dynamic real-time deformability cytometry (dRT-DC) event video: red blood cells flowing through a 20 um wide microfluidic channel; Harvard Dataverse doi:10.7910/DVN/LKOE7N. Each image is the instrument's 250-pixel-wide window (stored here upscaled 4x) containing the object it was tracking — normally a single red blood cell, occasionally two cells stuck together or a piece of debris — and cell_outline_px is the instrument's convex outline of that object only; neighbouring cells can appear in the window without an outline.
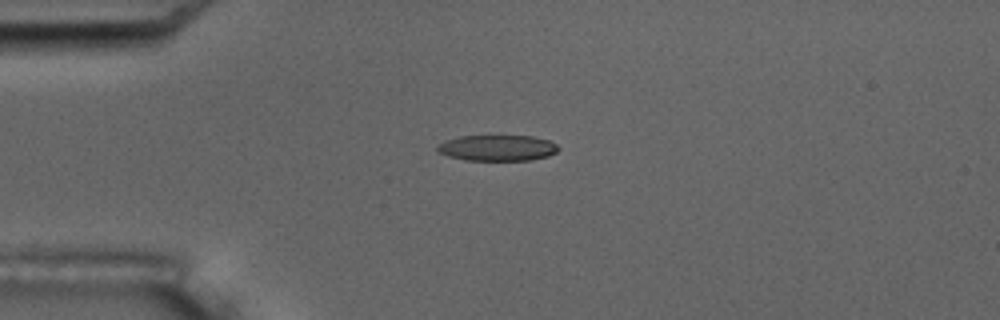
{"species": "common noctule bat (a hibernating species)", "species_latin": "Nyctalus noctula", "temperature_condition": "room temperature", "stored_images_in_passage": 6, "camera_frame_rate_fps": 3000, "um_per_image_px": 0.085, "animal": {"sex": "male", "body_mass_g": 17.5, "forearm_length_mm": 52.3}, "frame": {"image": 1, "passage_image": 5, "time_ms": 4.667, "image_size_px": [1000, 320], "cell_outline_px": [[560, 148], [556, 152], [548, 156], [532, 160], [464, 160], [448, 156], [440, 152], [436, 148], [444, 140], [460, 136], [532, 136], [548, 140], [556, 144]], "centroid_in_image_um": [42.29, 12.57], "position_along_channel_um": 42.7, "area_um2": 18.21}}